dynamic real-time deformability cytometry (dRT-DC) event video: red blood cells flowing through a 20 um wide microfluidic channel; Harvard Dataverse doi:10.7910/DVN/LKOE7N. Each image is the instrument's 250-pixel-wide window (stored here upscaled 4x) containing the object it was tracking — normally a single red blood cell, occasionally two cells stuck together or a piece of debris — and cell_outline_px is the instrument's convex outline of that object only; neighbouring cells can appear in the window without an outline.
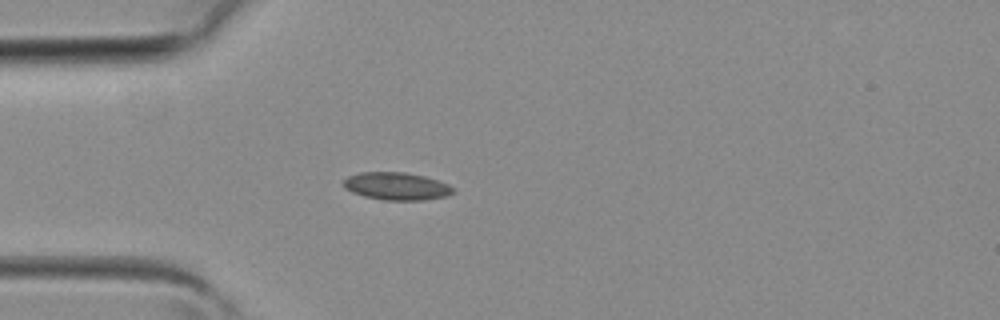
{"species": "common noctule bat (a hibernating species)", "species_latin": "Nyctalus noctula", "temperature_condition": "room temperature", "stored_images_in_passage": 3, "camera_frame_rate_fps": 3000, "um_per_image_px": 0.085, "animal": {"sex": "female", "body_mass_g": 19.3, "forearm_length_mm": 54.1}, "frame": {"image": 1, "passage_image": 3, "time_ms": 0.667, "image_size_px": [1000, 320], "cell_outline_px": [[456, 192], [448, 196], [424, 200], [384, 200], [364, 196], [352, 192], [344, 188], [344, 180], [348, 176], [360, 172], [404, 172], [424, 176], [448, 184], [456, 188]], "centroid_in_image_um": [33.74, 15.83], "position_along_channel_um": 51.3, "area_um2": 17.74}}